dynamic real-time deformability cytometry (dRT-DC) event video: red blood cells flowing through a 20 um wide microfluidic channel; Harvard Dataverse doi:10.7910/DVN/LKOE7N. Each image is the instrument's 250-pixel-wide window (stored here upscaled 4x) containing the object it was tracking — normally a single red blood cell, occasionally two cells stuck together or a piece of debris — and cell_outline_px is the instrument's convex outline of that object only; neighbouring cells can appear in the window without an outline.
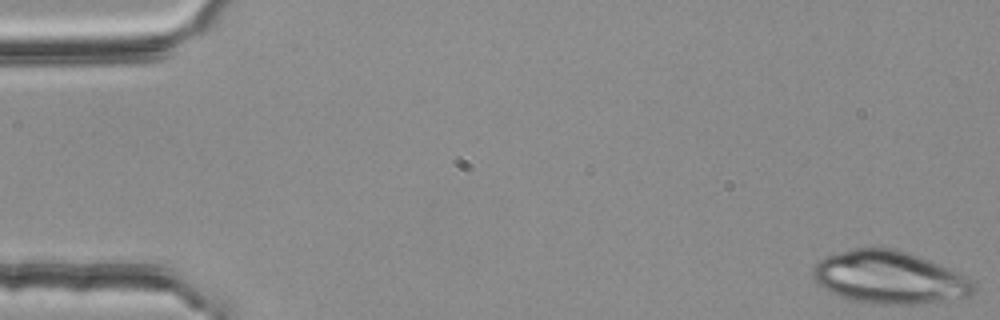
{"species": "common noctule bat (a hibernating species)", "species_latin": "Nyctalus noctula", "temperature_condition": "room temperature", "stored_images_in_passage": 51, "camera_frame_rate_fps": 3000, "um_per_image_px": 0.085, "animal": {"sex": "female", "body_mass_g": 25.1}, "frame": {"image": 1, "passage_image": 1, "time_ms": 0.0, "image_size_px": [1000, 320], "cell_outline_px": [[976, 292], [972, 296], [936, 304], [872, 304], [848, 300], [824, 288], [812, 276], [812, 268], [824, 256], [852, 248], [872, 244], [896, 248], [920, 256], [940, 264], [972, 280], [976, 288]], "centroid_in_image_um": [75.63, 23.57], "position_along_channel_um": 9.4, "area_um2": 50.63}}
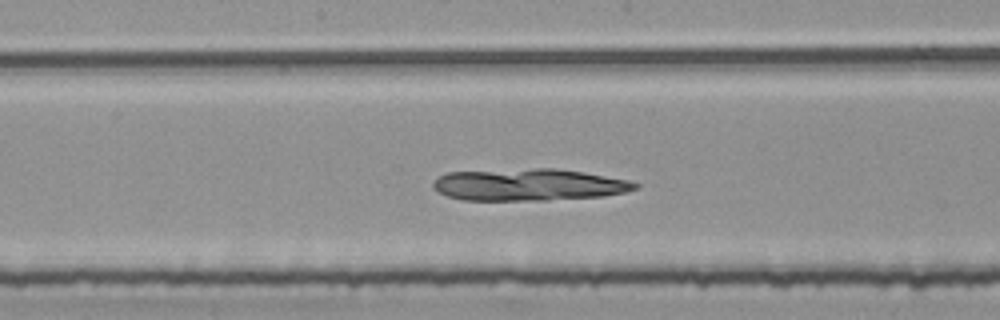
{"frame": {"image": 2, "passage_image": 28, "time_ms": 9.0, "image_size_px": [1000, 320], "cell_outline_px": [[640, 184], [636, 188], [624, 192], [604, 196], [548, 200], [464, 200], [448, 196], [432, 188], [432, 184], [440, 176], [448, 172], [532, 168], [556, 168], [584, 172], [628, 180]], "centroid_in_image_um": [44.95, 15.7], "position_along_channel_um": 203.3, "area_um2": 37.57}}
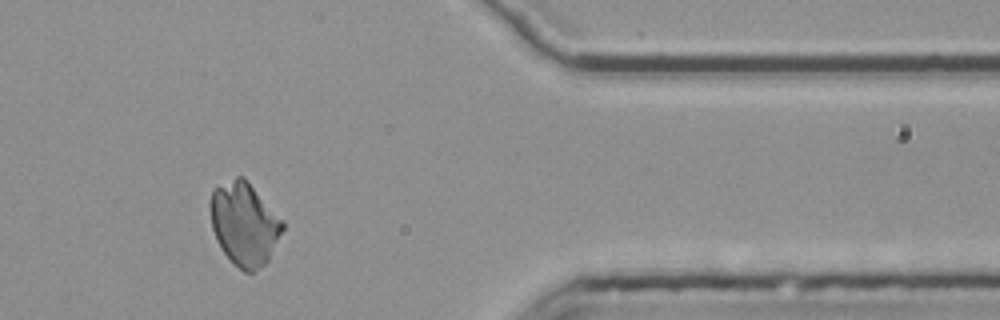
{"frame": {"image": 3, "passage_image": 45, "time_ms": 14.667, "image_size_px": [1000, 320], "cell_outline_px": [[284, 228], [268, 260], [264, 264], [252, 272], [244, 272], [224, 252], [216, 240], [212, 228], [212, 188], [236, 176], [244, 176], [284, 220]], "centroid_in_image_um": [20.8, 18.99], "position_along_channel_um": 390.6, "area_um2": 34.62}}